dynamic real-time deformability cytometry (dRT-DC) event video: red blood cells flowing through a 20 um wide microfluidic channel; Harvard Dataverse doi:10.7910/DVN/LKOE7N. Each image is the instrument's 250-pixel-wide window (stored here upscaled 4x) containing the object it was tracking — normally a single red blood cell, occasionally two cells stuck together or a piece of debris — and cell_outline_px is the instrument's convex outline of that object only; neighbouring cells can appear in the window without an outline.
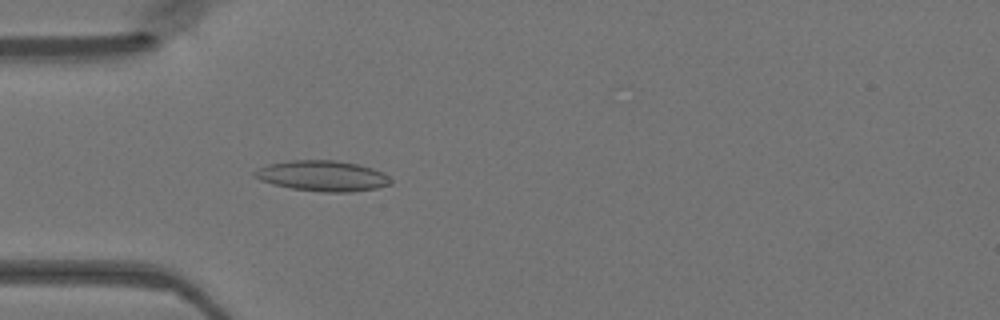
{"species": "Egyptian fruit bat (a non-hibernating species)", "species_latin": "Rousettus aegyptiacus", "temperature_condition": "warm", "stored_images_in_passage": 47, "camera_frame_rate_fps": 3000, "um_per_image_px": 0.085, "animal": {"sex": "female"}, "frame": {"image": 1, "passage_image": 14, "time_ms": 4.333, "image_size_px": [1000, 320], "cell_outline_px": [[392, 184], [376, 188], [352, 192], [320, 192], [292, 188], [272, 184], [260, 180], [252, 176], [252, 172], [256, 168], [268, 164], [292, 160], [336, 160], [356, 164], [372, 168], [384, 172], [392, 180]], "centroid_in_image_um": [27.39, 14.95], "position_along_channel_um": 57.6, "area_um2": 24.45}}
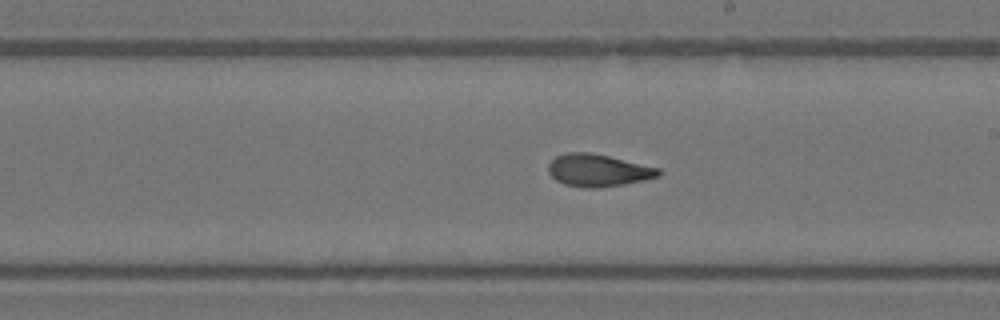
{"frame": {"image": 2, "passage_image": 27, "time_ms": 8.667, "image_size_px": [1000, 320], "cell_outline_px": [[660, 176], [644, 180], [596, 188], [584, 188], [564, 184], [556, 180], [548, 172], [548, 164], [556, 156], [568, 152], [588, 152], [608, 156], [660, 168]], "centroid_in_image_um": [50.81, 14.48], "position_along_channel_um": 238.2, "area_um2": 20.58}}
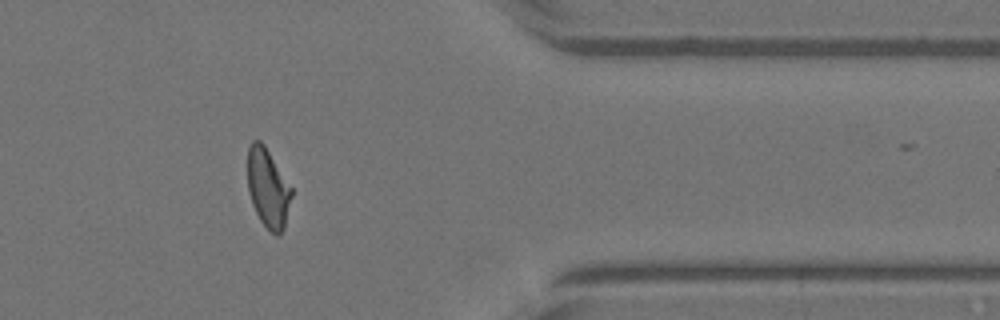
{"frame": {"image": 3, "passage_image": 39, "time_ms": 12.667, "image_size_px": [1000, 320], "cell_outline_px": [[292, 196], [284, 228], [280, 236], [276, 236], [260, 220], [252, 204], [248, 192], [248, 148], [252, 140], [260, 140], [264, 144], [292, 188]], "centroid_in_image_um": [22.78, 15.99], "position_along_channel_um": 388.6, "area_um2": 20.17}}